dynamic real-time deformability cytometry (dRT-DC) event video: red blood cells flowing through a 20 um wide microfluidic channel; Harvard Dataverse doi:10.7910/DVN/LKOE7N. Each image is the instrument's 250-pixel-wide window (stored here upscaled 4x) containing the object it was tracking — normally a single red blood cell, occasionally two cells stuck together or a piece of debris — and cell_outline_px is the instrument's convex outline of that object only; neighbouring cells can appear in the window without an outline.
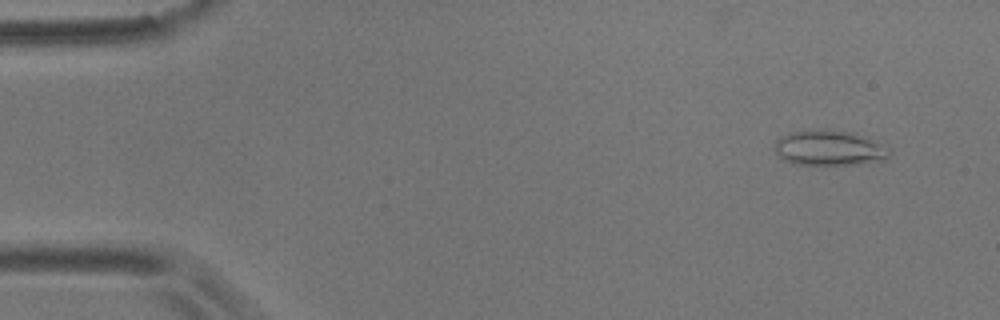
{"species": "common noctule bat (a hibernating species)", "species_latin": "Nyctalus noctula", "temperature_condition": "room temperature", "stored_images_in_passage": 8, "camera_frame_rate_fps": 3000, "um_per_image_px": 0.085, "animal": {"sex": "male", "body_mass_g": 17.9}, "frame": {"image": 1, "passage_image": 1, "time_ms": 0.0, "image_size_px": [1000, 320], "cell_outline_px": [[892, 152], [884, 160], [856, 164], [792, 164], [784, 160], [776, 152], [776, 140], [780, 136], [792, 132], [808, 128], [828, 128], [856, 132], [868, 136], [892, 148]], "centroid_in_image_um": [70.55, 12.53], "position_along_channel_um": 14.4, "area_um2": 24.33}}
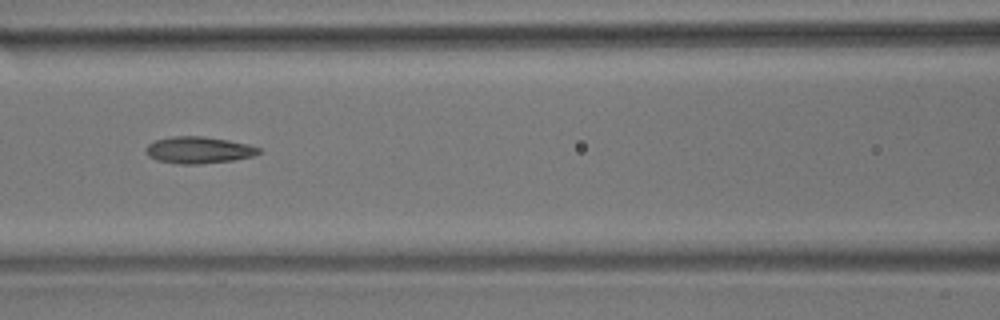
{"frame": {"image": 2, "passage_image": 6, "time_ms": 1.667, "image_size_px": [1000, 320], "cell_outline_px": [[260, 152], [252, 156], [232, 160], [200, 164], [180, 164], [156, 160], [148, 156], [144, 152], [148, 144], [156, 140], [172, 136], [200, 136], [228, 140], [248, 144], [260, 148]], "centroid_in_image_um": [16.84, 12.75], "position_along_channel_um": 149.8, "area_um2": 17.51}}
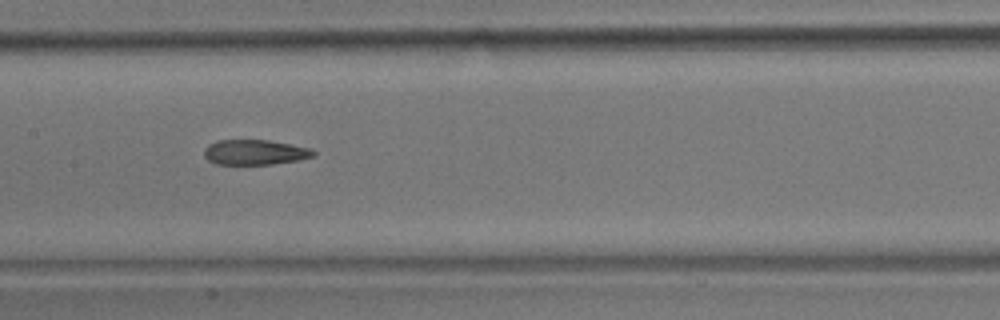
{"frame": {"image": 3, "passage_image": 7, "time_ms": 2.0, "image_size_px": [1000, 320], "cell_outline_px": [[316, 152], [312, 156], [296, 160], [272, 164], [216, 164], [208, 160], [204, 156], [204, 148], [208, 144], [216, 140], [268, 140], [312, 148]], "centroid_in_image_um": [21.62, 12.93], "position_along_channel_um": 185.8, "area_um2": 15.95}}